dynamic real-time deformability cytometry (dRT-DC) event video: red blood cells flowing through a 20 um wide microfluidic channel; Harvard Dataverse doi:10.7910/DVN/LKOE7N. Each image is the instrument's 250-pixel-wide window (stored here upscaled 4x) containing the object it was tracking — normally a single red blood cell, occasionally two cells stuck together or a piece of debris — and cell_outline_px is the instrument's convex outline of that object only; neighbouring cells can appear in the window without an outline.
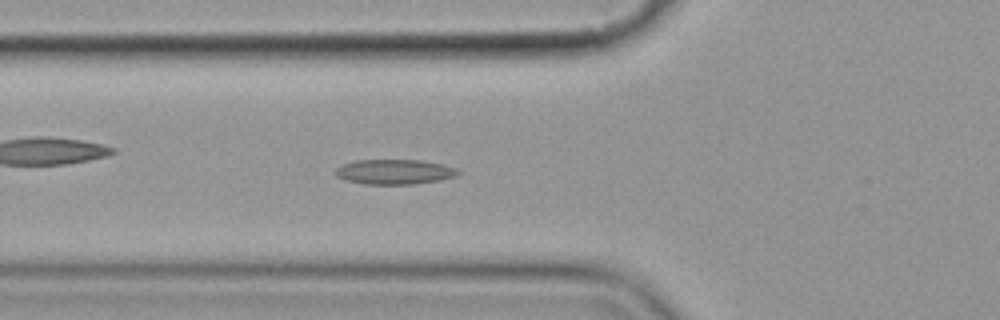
{"species": "common noctule bat (a hibernating species)", "species_latin": "Nyctalus noctula", "temperature_condition": "cold", "stored_images_in_passage": 6, "camera_frame_rate_fps": 3000, "um_per_image_px": 0.085, "animal": {"sex": "female", "body_mass_g": 19.9}, "frame": {"image": 1, "passage_image": 6, "time_ms": 5.667, "image_size_px": [1000, 320], "cell_outline_px": [[460, 172], [456, 176], [416, 184], [364, 184], [344, 180], [336, 176], [336, 168], [340, 164], [356, 160], [420, 160], [444, 164], [456, 168]], "centroid_in_image_um": [33.49, 14.6], "position_along_channel_um": 92.3, "area_um2": 17.86}}